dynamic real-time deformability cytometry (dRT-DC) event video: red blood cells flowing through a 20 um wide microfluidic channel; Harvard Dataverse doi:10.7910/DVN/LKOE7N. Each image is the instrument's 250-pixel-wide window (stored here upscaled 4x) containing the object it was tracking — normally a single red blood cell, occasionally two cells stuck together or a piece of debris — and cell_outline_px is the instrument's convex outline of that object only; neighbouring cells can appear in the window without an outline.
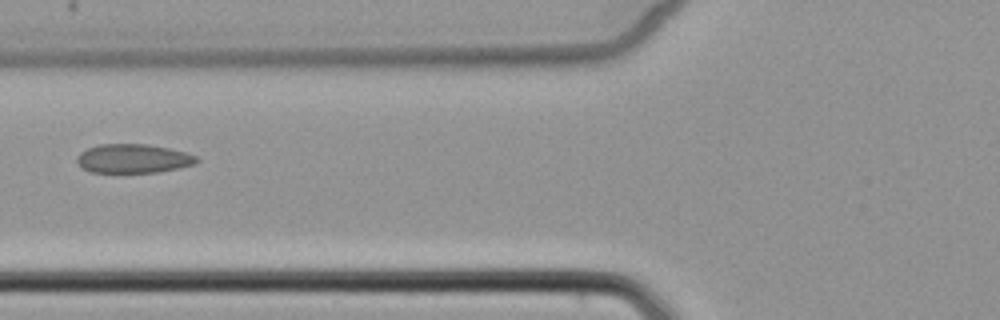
{"species": "common noctule bat (a hibernating species)", "species_latin": "Nyctalus noctula", "temperature_condition": "cold", "stored_images_in_passage": 6, "camera_frame_rate_fps": 3000, "um_per_image_px": 0.085, "animal": {"sex": "female", "body_mass_g": 22.7, "forearm_length_mm": 54.2}, "frame": {"image": 1, "passage_image": 6, "time_ms": 6.0, "image_size_px": [1000, 320], "cell_outline_px": [[200, 160], [196, 164], [180, 168], [160, 172], [92, 172], [80, 168], [76, 164], [76, 156], [80, 152], [88, 148], [100, 144], [148, 144], [168, 148], [184, 152], [196, 156]], "centroid_in_image_um": [11.3, 13.48], "position_along_channel_um": 114.5, "area_um2": 20.4}}